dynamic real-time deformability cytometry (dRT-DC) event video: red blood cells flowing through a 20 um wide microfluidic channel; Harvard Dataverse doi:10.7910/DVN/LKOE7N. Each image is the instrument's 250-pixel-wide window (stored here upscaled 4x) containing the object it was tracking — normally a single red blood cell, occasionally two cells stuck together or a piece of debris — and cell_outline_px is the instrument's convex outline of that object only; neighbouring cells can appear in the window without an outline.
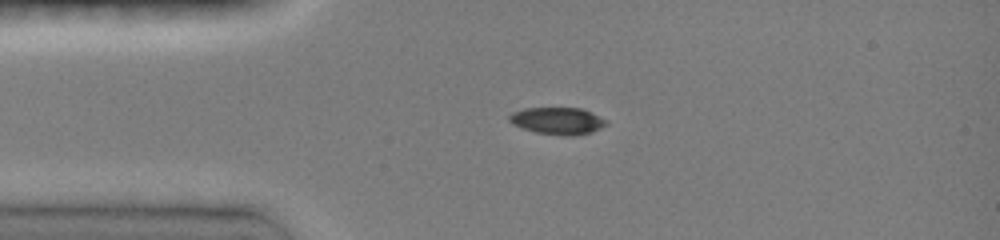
{"species": "common noctule bat (a hibernating species)", "species_latin": "Nyctalus noctula", "temperature_condition": "room temperature", "stored_images_in_passage": 57, "camera_frame_rate_fps": 3000, "um_per_image_px": 0.085, "animal": {"sex": "female", "body_mass_g": 19.0, "forearm_length_mm": 51.5}, "frame": {"image": 1, "passage_image": 11, "time_ms": 3.0, "image_size_px": [1000, 240], "cell_outline_px": [[608, 124], [592, 132], [572, 136], [560, 136], [536, 132], [520, 128], [512, 124], [508, 120], [508, 116], [512, 112], [524, 108], [580, 108], [592, 112], [608, 120]], "centroid_in_image_um": [47.39, 10.28], "position_along_channel_um": 37.6, "area_um2": 15.55}}
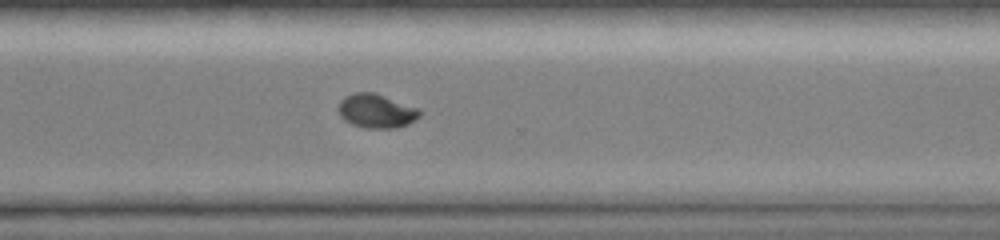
{"frame": {"image": 2, "passage_image": 38, "time_ms": 11.0, "image_size_px": [1000, 240], "cell_outline_px": [[420, 116], [408, 124], [396, 128], [368, 128], [352, 124], [344, 120], [340, 116], [340, 100], [356, 92], [376, 92], [420, 108]], "centroid_in_image_um": [32.04, 9.43], "position_along_channel_um": 338.6, "area_um2": 16.07}}
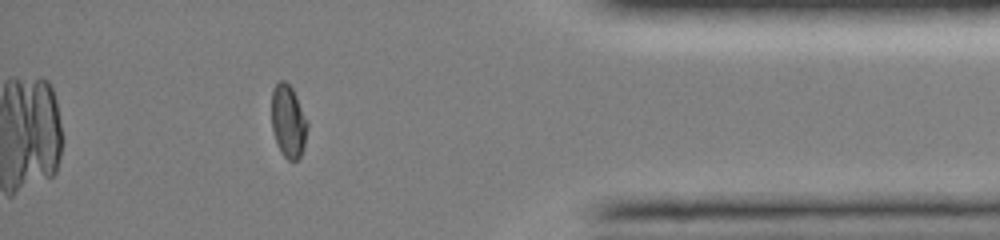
{"frame": {"image": 3, "passage_image": 48, "time_ms": 13.333, "image_size_px": [1000, 240], "cell_outline_px": [[308, 124], [304, 144], [300, 156], [296, 160], [288, 160], [280, 152], [276, 144], [272, 128], [272, 88], [280, 80], [284, 80], [292, 88], [308, 120]], "centroid_in_image_um": [24.49, 10.3], "position_along_channel_um": 410.7, "area_um2": 15.2}, "authors_computed_cell_mechanics": {"area_um2": 16.0684, "velocity_mm_per_s": 4.0301, "shape_relaxation_time_tau1_ms": 4.087, "shape_relaxation_time_tau2_ms": 5.7696, "deformation_change_tau1": 0.1943, "deformation_change_tau2": 0.0314}}